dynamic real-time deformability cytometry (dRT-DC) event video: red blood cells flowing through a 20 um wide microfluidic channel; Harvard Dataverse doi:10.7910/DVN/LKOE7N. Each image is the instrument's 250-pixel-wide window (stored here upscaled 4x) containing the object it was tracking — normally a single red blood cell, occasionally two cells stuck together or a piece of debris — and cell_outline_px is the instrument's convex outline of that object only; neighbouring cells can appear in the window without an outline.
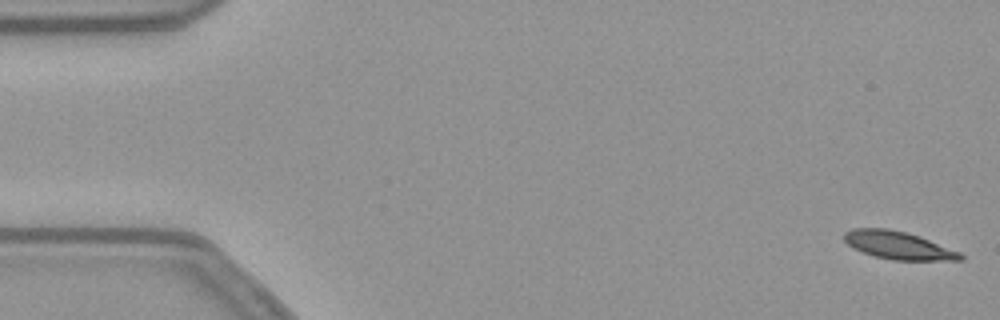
{"species": "common noctule bat (a hibernating species)", "species_latin": "Nyctalus noctula", "temperature_condition": "warm", "stored_images_in_passage": 55, "segment_of_instrument_passage": [1, 2], "camera_frame_rate_fps": 3000, "um_per_image_px": 0.085, "animal": {"sex": "female", "body_mass_g": 21.9}, "frame": {"image": 1, "passage_image": 1, "time_ms": 0.0, "image_size_px": [1000, 320], "cell_outline_px": [[964, 260], [892, 260], [872, 256], [852, 248], [844, 240], [844, 232], [852, 228], [888, 228], [920, 236], [960, 252], [964, 256]], "centroid_in_image_um": [76.33, 20.85], "position_along_channel_um": 8.7, "area_um2": 18.96}}
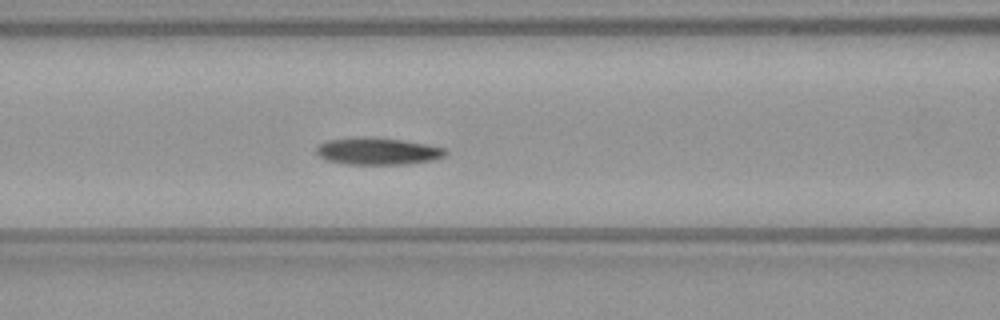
{"frame": {"image": 2, "passage_image": 22, "time_ms": 7.0, "image_size_px": [1000, 320], "cell_outline_px": [[448, 152], [444, 156], [436, 160], [408, 164], [344, 164], [328, 160], [320, 156], [316, 152], [316, 148], [320, 144], [328, 140], [364, 136], [400, 140], [424, 144], [444, 148]], "centroid_in_image_um": [32.12, 12.86], "position_along_channel_um": 134.5, "area_um2": 20.23}}
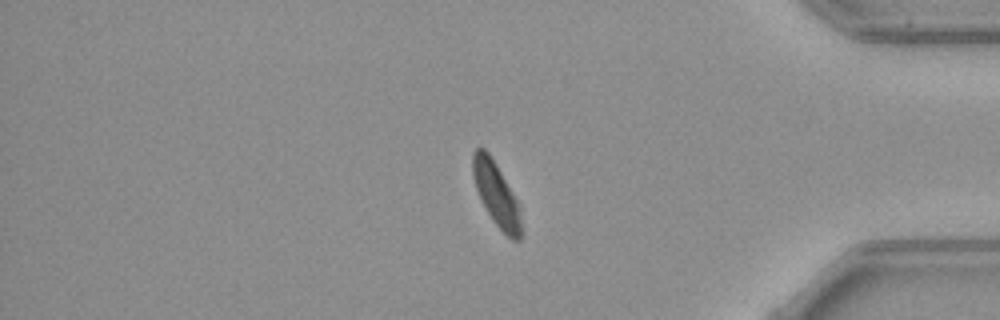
{"frame": {"image": 3, "passage_image": 45, "time_ms": 14.667, "image_size_px": [1000, 320], "cell_outline_px": [[524, 232], [520, 240], [512, 240], [492, 220], [476, 188], [472, 176], [472, 152], [480, 144], [488, 152], [496, 164], [520, 204]], "centroid_in_image_um": [42.23, 16.52], "position_along_channel_um": 393.0, "area_um2": 18.32}}